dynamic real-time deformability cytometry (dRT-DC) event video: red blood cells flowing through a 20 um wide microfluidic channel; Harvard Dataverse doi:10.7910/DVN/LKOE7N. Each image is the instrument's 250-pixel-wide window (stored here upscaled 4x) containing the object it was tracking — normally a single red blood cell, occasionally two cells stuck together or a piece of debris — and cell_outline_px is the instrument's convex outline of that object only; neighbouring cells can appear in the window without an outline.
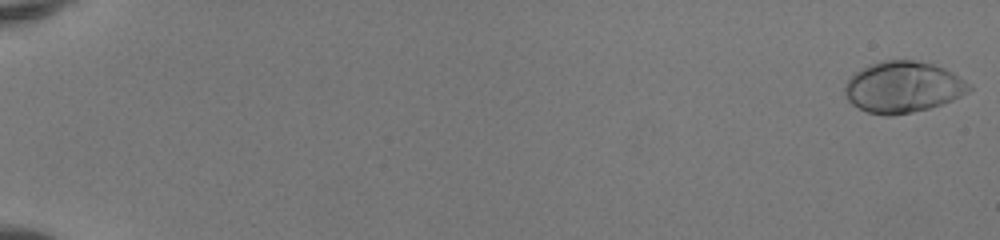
{"species": "human", "species_latin": "Homo sapiens", "temperature_condition": "room temperature", "stored_images_in_passage": 52, "camera_frame_rate_fps": 3000, "um_per_image_px": 0.085, "donor": {"sex": "female"}, "frame": {"image": 1, "passage_image": 1, "time_ms": 0.0, "image_size_px": [1000, 240], "cell_outline_px": [[972, 88], [968, 92], [952, 100], [928, 108], [912, 112], [892, 116], [888, 116], [868, 112], [852, 104], [844, 96], [844, 88], [848, 80], [856, 72], [868, 64], [884, 60], [916, 60], [932, 64], [944, 68], [952, 72], [972, 84]], "centroid_in_image_um": [76.75, 7.39], "position_along_channel_um": 8.2, "area_um2": 37.05}}
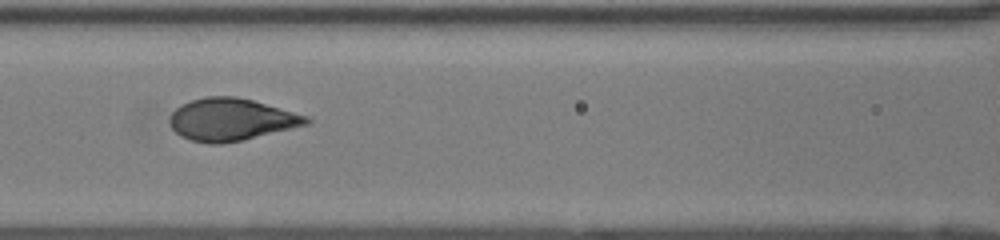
{"frame": {"image": 2, "passage_image": 26, "time_ms": 8.333, "image_size_px": [1000, 240], "cell_outline_px": [[312, 120], [308, 124], [244, 140], [224, 144], [208, 144], [192, 140], [180, 136], [172, 128], [168, 120], [172, 112], [180, 104], [192, 100], [208, 96], [236, 96], [252, 100], [308, 116]], "centroid_in_image_um": [19.63, 10.17], "position_along_channel_um": 147.0, "area_um2": 33.7}}
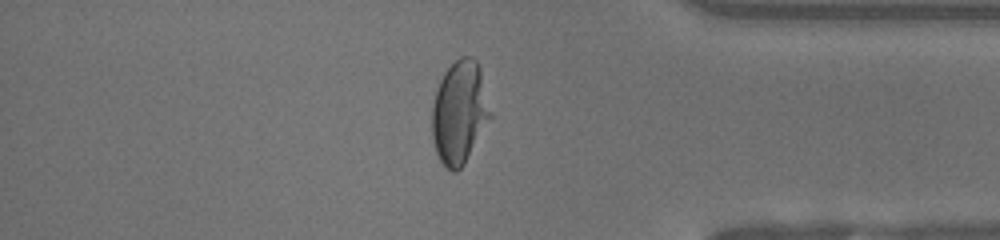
{"frame": {"image": 3, "passage_image": 45, "time_ms": 14.667, "image_size_px": [1000, 240], "cell_outline_px": [[492, 116], [464, 164], [456, 172], [452, 172], [440, 160], [436, 152], [432, 136], [432, 104], [440, 80], [444, 72], [460, 56], [472, 56], [476, 60], [480, 68], [492, 112]], "centroid_in_image_um": [39.07, 9.53], "position_along_channel_um": 396.1, "area_um2": 34.97}, "authors_computed_cell_mechanics": {"area_um2": 33.6974, "velocity_mm_per_s": 4.1572, "shape_relaxation_time_tau1_ms": 3.3602, "shape_relaxation_time_tau2_ms": null, "deformation_change_tau1": 0.2036, "deformation_change_tau2": null}}